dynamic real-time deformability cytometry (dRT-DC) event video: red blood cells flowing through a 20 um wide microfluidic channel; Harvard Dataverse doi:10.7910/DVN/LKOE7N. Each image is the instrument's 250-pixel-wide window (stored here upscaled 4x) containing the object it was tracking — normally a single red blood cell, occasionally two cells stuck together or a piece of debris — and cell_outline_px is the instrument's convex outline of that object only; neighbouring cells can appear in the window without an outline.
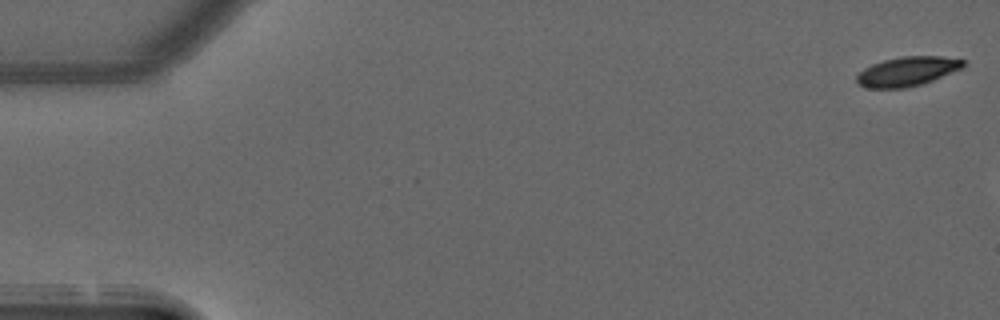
{"species": "common noctule bat (a hibernating species)", "species_latin": "Nyctalus noctula", "temperature_condition": "warm", "stored_images_in_passage": 6, "camera_frame_rate_fps": 3000, "um_per_image_px": 0.085, "animal": {"sex": "male", "forearm_length_mm": 52.5}, "frame": {"image": 1, "passage_image": 1, "time_ms": 0.0, "image_size_px": [1000, 320], "cell_outline_px": [[964, 68], [932, 80], [920, 84], [904, 88], [868, 88], [860, 84], [856, 80], [856, 76], [864, 68], [872, 64], [884, 60], [904, 56], [940, 56], [964, 60]], "centroid_in_image_um": [77.12, 6.06], "position_along_channel_um": 7.9, "area_um2": 18.03}}